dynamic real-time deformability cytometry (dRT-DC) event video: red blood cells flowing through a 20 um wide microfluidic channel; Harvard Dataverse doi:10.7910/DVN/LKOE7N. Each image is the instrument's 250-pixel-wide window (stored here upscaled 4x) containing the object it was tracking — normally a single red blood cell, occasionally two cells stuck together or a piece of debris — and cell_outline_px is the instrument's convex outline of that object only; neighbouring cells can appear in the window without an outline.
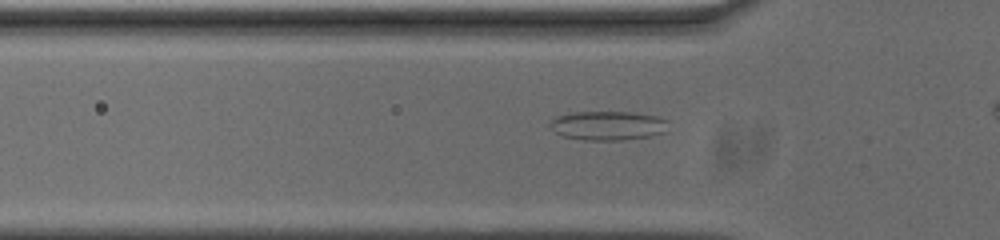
{"species": "common noctule bat (a hibernating species)", "species_latin": "Nyctalus noctula", "temperature_condition": "cold", "stored_images_in_passage": 38, "camera_frame_rate_fps": 3000, "um_per_image_px": 0.085, "animal": {"sex": "male", "body_mass_g": 20.0, "forearm_length_mm": 53.3}, "frame": {"image": 1, "passage_image": 8, "time_ms": 2.333, "image_size_px": [1000, 240], "cell_outline_px": [[668, 132], [652, 136], [620, 140], [584, 140], [564, 136], [548, 128], [548, 124], [556, 116], [572, 112], [628, 112], [656, 116], [668, 120]], "centroid_in_image_um": [51.68, 10.68], "position_along_channel_um": 74.1, "area_um2": 20.29}}
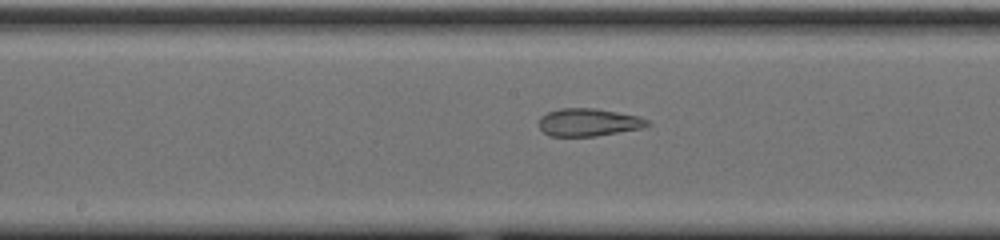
{"frame": {"image": 2, "passage_image": 18, "time_ms": 5.667, "image_size_px": [1000, 240], "cell_outline_px": [[652, 124], [640, 128], [596, 136], [548, 136], [540, 128], [540, 116], [548, 112], [560, 108], [596, 108], [640, 116], [648, 120]], "centroid_in_image_um": [50.03, 10.39], "position_along_channel_um": 198.2, "area_um2": 17.51}}
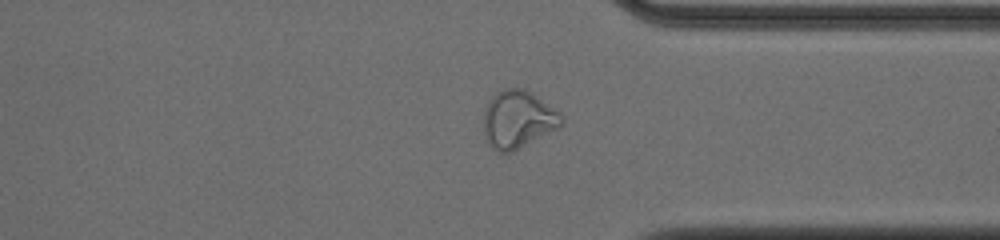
{"frame": {"image": 3, "passage_image": 32, "time_ms": 10.333, "image_size_px": [1000, 240], "cell_outline_px": [[564, 124], [560, 128], [512, 152], [496, 152], [488, 144], [484, 136], [484, 108], [488, 100], [496, 92], [504, 88], [524, 88], [556, 108], [564, 116]], "centroid_in_image_um": [44.05, 10.15], "position_along_channel_um": 367.4, "area_um2": 26.76}, "authors_computed_cell_mechanics": {"area_um2": 19.363, "velocity_mm_per_s": 3.7099, "shape_relaxation_time_tau1_ms": null, "shape_relaxation_time_tau2_ms": 2.2084, "deformation_change_tau1": null, "deformation_change_tau2": 0.0999}}